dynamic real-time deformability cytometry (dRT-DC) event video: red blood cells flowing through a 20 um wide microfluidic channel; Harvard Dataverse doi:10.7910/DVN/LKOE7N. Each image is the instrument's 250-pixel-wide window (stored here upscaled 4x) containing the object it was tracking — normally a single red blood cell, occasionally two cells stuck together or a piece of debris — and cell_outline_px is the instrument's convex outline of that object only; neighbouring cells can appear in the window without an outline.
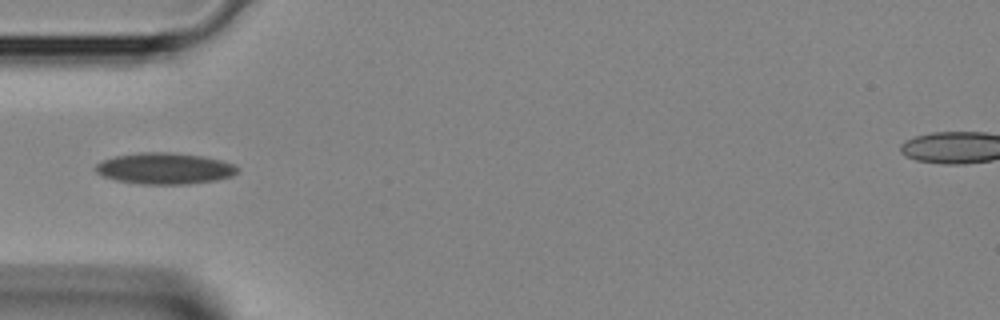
{"species": "Egyptian fruit bat (a non-hibernating species)", "species_latin": "Rousettus aegyptiacus", "temperature_condition": "room temperature", "stored_images_in_passage": 4, "segment_of_instrument_passage": [1, 2], "camera_frame_rate_fps": 3000, "um_per_image_px": 0.085, "animal": {"sex": "female"}, "frame": {"image": 1, "passage_image": 1, "time_ms": 0.0, "image_size_px": [1000, 320], "cell_outline_px": [[240, 172], [232, 176], [216, 180], [188, 184], [140, 184], [116, 180], [104, 176], [96, 172], [92, 168], [96, 164], [104, 160], [116, 156], [140, 152], [172, 152], [204, 156], [236, 164], [240, 168]], "centroid_in_image_um": [14.04, 14.32], "position_along_channel_um": 71.0, "area_um2": 26.13}}